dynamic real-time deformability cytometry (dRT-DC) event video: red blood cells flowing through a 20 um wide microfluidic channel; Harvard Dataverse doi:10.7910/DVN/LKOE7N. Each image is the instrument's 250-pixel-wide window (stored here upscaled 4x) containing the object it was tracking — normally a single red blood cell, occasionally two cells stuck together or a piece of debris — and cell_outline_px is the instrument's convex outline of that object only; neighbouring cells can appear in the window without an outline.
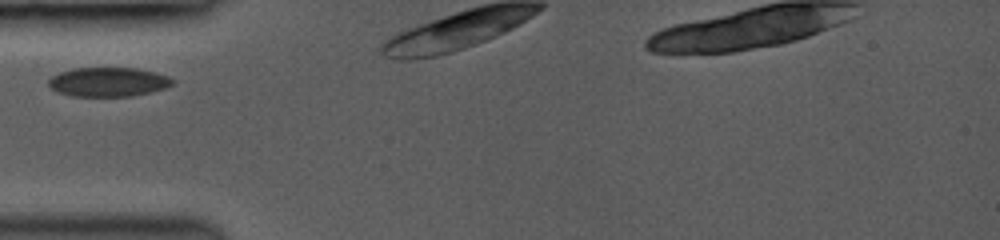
{"species": "common noctule bat (a hibernating species)", "species_latin": "Nyctalus noctula", "temperature_condition": "room temperature", "stored_images_in_passage": 7, "camera_frame_rate_fps": 3000, "um_per_image_px": 0.085, "animal": {"sex": "female", "body_mass_g": 19.0, "forearm_length_mm": 53.3}, "frame": {"image": 1, "passage_image": 1, "time_ms": 0.0, "image_size_px": [1000, 240], "cell_outline_px": [[172, 84], [164, 88], [152, 92], [132, 96], [72, 96], [56, 92], [48, 84], [48, 80], [52, 76], [60, 72], [72, 68], [136, 68], [156, 72], [168, 76], [172, 80]], "centroid_in_image_um": [9.18, 6.96], "position_along_channel_um": 75.8, "area_um2": 21.1}}